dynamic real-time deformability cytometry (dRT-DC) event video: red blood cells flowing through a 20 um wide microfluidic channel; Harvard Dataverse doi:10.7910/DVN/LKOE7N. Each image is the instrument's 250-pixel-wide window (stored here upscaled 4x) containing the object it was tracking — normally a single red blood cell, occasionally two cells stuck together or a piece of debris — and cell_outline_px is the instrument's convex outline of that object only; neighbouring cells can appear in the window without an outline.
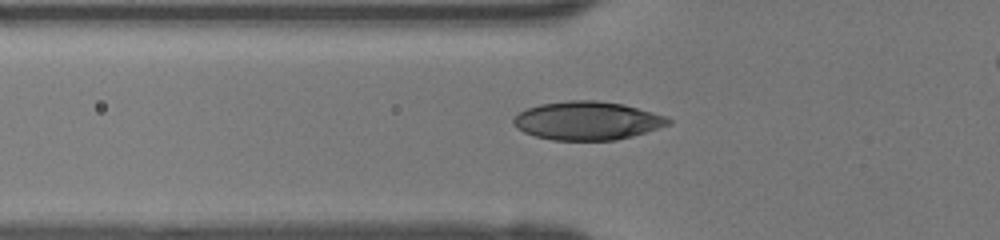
{"species": "human", "species_latin": "Homo sapiens", "temperature_condition": "room temperature", "stored_images_in_passage": 28, "camera_frame_rate_fps": 3000, "um_per_image_px": 0.085, "donor": {"sex": "female"}, "frame": {"image": 1, "passage_image": 2, "time_ms": 0.333, "image_size_px": [1000, 240], "cell_outline_px": [[672, 124], [632, 136], [616, 140], [552, 140], [536, 136], [524, 132], [516, 128], [512, 124], [512, 120], [524, 108], [540, 104], [568, 100], [596, 100], [624, 104], [652, 112], [664, 116], [672, 120]], "centroid_in_image_um": [49.9, 10.25], "position_along_channel_um": 75.9, "area_um2": 34.8}}
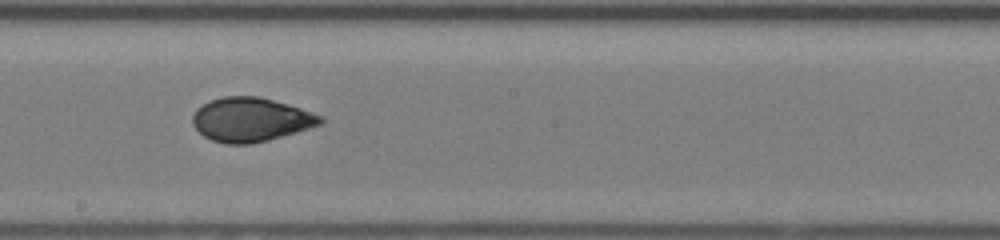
{"frame": {"image": 2, "passage_image": 12, "time_ms": 3.667, "image_size_px": [1000, 240], "cell_outline_px": [[324, 124], [268, 140], [248, 144], [224, 144], [212, 140], [204, 136], [192, 124], [192, 116], [196, 108], [208, 100], [224, 96], [256, 96], [288, 104], [324, 116]], "centroid_in_image_um": [21.31, 10.16], "position_along_channel_um": 226.9, "area_um2": 32.95}}
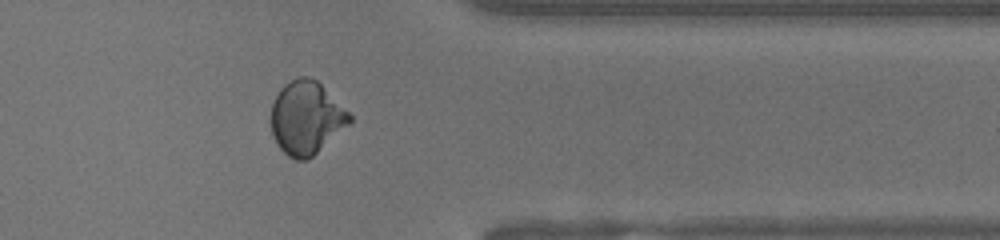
{"frame": {"image": 3, "passage_image": 23, "time_ms": 7.333, "image_size_px": [1000, 240], "cell_outline_px": [[352, 120], [348, 124], [308, 160], [296, 160], [288, 156], [276, 144], [272, 136], [272, 104], [280, 88], [284, 84], [300, 76], [308, 76], [316, 80], [352, 116]], "centroid_in_image_um": [26.0, 10.02], "position_along_channel_um": 385.4, "area_um2": 32.95}}